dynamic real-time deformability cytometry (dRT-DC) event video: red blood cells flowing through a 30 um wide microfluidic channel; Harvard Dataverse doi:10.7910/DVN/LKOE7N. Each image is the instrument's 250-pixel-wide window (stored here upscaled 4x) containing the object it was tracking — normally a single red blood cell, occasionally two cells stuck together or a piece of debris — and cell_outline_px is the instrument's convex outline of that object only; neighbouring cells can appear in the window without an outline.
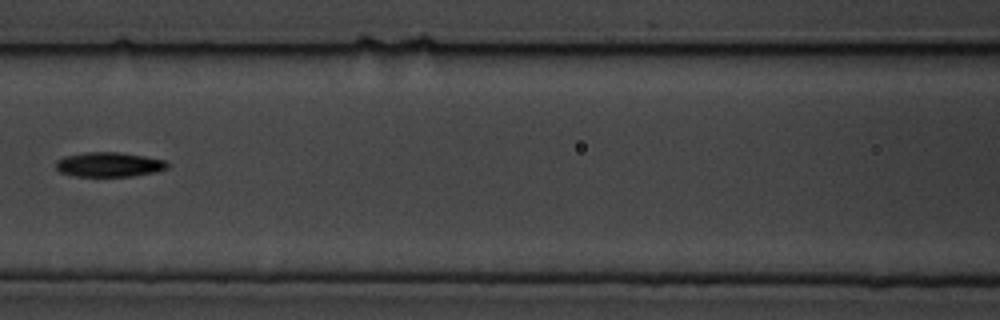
{"species": "common noctule bat (a hibernating species)", "species_latin": "Nyctalus noctula", "temperature_condition": "cold", "stored_images_in_passage": 15, "camera_frame_rate_fps": 3000, "um_per_image_px": 0.085, "animal": {"sex": "male", "body_mass_g": 19.5, "forearm_length_mm": 54.6}, "frame": {"image": 1, "passage_image": 7, "time_ms": 8.667, "image_size_px": [1000, 320], "cell_outline_px": [[168, 168], [156, 172], [132, 176], [76, 176], [60, 172], [56, 168], [56, 160], [64, 156], [88, 152], [116, 152], [144, 156], [164, 160], [168, 164]], "centroid_in_image_um": [9.26, 13.99], "position_along_channel_um": 157.3, "area_um2": 15.9}}
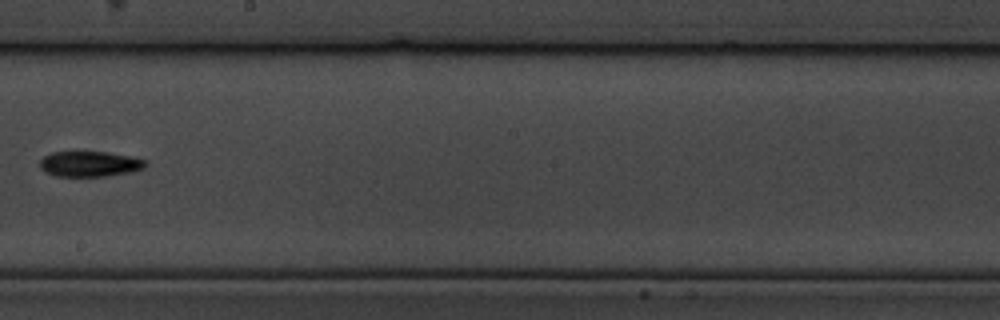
{"frame": {"image": 2, "passage_image": 9, "time_ms": 11.0, "image_size_px": [1000, 320], "cell_outline_px": [[148, 164], [144, 168], [132, 172], [108, 176], [56, 176], [44, 172], [40, 168], [40, 160], [44, 156], [52, 152], [72, 148], [104, 152], [128, 156], [144, 160]], "centroid_in_image_um": [7.55, 13.89], "position_along_channel_um": 240.6, "area_um2": 16.36}}
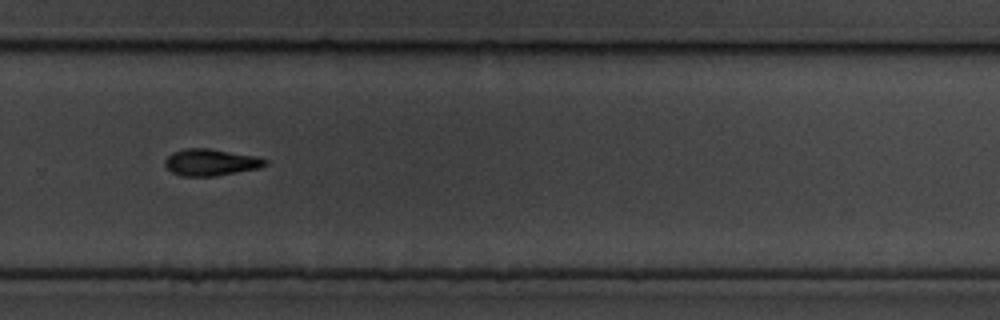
{"frame": {"image": 3, "passage_image": 11, "time_ms": 13.0, "image_size_px": [1000, 320], "cell_outline_px": [[268, 164], [260, 168], [216, 176], [180, 176], [172, 172], [164, 164], [164, 160], [172, 152], [184, 148], [212, 148], [256, 156], [268, 160]], "centroid_in_image_um": [17.93, 13.79], "position_along_channel_um": 311.9, "area_um2": 15.84}, "authors_computed_cell_mechanics": {"area_um2": 17.1666, "velocity_mm_per_s": 3.5941, "shape_relaxation_time_tau1_ms": 3.0337, "shape_relaxation_time_tau2_ms": null, "deformation_change_tau1": 0.1094, "deformation_change_tau2": null}}